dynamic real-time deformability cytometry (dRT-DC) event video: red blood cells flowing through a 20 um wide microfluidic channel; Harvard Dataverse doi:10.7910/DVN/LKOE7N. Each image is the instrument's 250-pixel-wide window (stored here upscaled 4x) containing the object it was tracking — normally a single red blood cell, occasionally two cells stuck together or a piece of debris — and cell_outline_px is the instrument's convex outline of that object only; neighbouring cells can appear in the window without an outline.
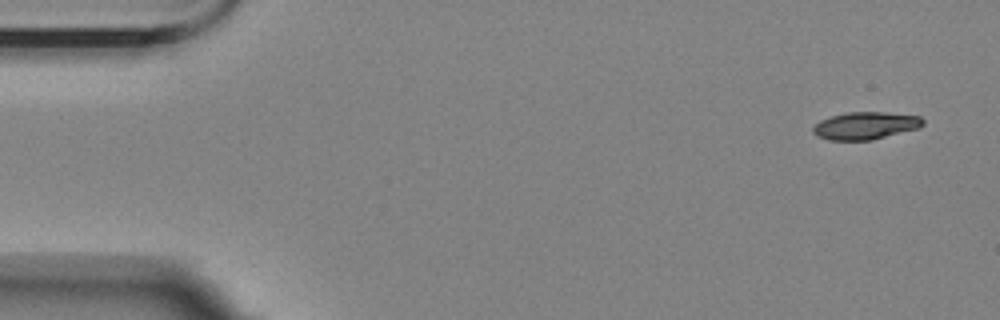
{"species": "Egyptian fruit bat (a non-hibernating species)", "species_latin": "Rousettus aegyptiacus", "temperature_condition": "room temperature", "stored_images_in_passage": 4, "camera_frame_rate_fps": 3000, "um_per_image_px": 0.085, "animal": {"sex": "female"}, "frame": {"image": 1, "passage_image": 1, "time_ms": 0.0, "image_size_px": [1000, 320], "cell_outline_px": [[924, 124], [920, 128], [872, 140], [828, 140], [816, 136], [812, 132], [812, 128], [820, 120], [832, 116], [848, 112], [884, 112], [920, 116], [924, 120]], "centroid_in_image_um": [73.57, 10.68], "position_along_channel_um": 11.4, "area_um2": 17.69}}
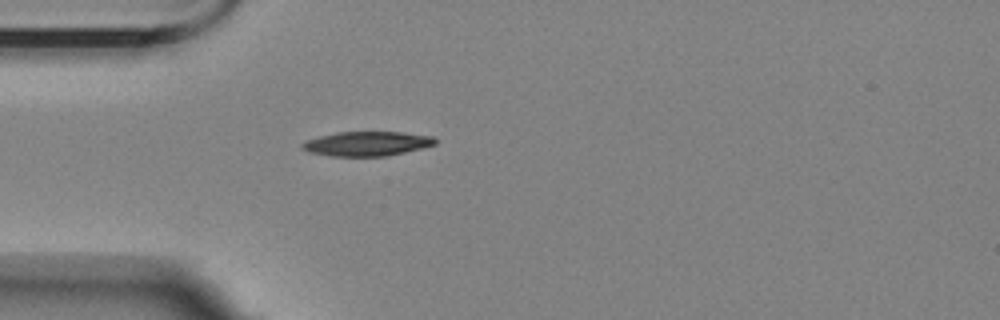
{"frame": {"image": 2, "passage_image": 4, "time_ms": 4.333, "image_size_px": [1000, 320], "cell_outline_px": [[436, 144], [404, 152], [384, 156], [332, 156], [308, 152], [300, 148], [300, 144], [308, 140], [320, 136], [336, 132], [400, 132], [432, 136], [436, 140]], "centroid_in_image_um": [31.14, 12.21], "position_along_channel_um": 53.9, "area_um2": 18.79}}